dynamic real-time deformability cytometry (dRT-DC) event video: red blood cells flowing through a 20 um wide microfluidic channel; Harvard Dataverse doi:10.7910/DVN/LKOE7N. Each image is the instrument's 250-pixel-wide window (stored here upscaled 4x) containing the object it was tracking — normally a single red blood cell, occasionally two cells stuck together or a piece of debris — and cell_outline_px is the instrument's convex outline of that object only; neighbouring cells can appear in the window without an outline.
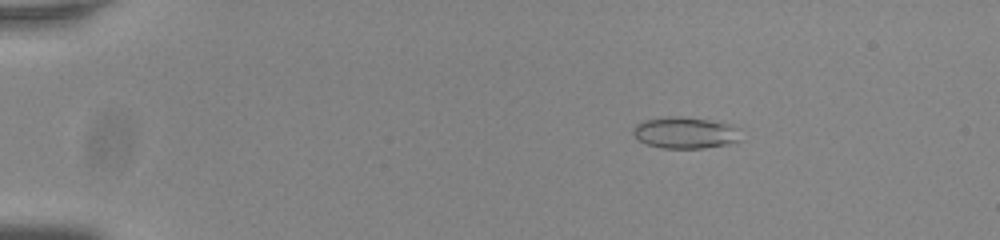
{"species": "common noctule bat (a hibernating species)", "species_latin": "Nyctalus noctula", "temperature_condition": "room temperature", "stored_images_in_passage": 48, "camera_frame_rate_fps": 3000, "um_per_image_px": 0.085, "animal": {"sex": "male", "body_mass_g": 20.0, "forearm_length_mm": 53.3}, "frame": {"image": 1, "passage_image": 3, "time_ms": 0.667, "image_size_px": [1000, 240], "cell_outline_px": [[740, 140], [728, 144], [704, 148], [660, 148], [648, 144], [640, 140], [632, 132], [636, 124], [644, 120], [668, 116], [680, 116], [708, 120], [732, 124], [740, 128]], "centroid_in_image_um": [58.28, 11.28], "position_along_channel_um": 26.7, "area_um2": 19.83}}
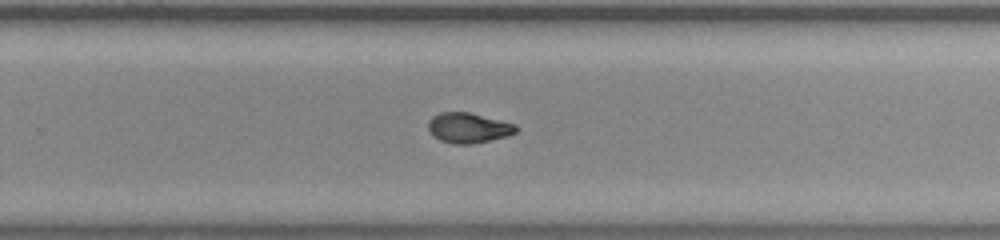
{"frame": {"image": 2, "passage_image": 30, "time_ms": 9.667, "image_size_px": [1000, 240], "cell_outline_px": [[516, 132], [508, 136], [472, 144], [452, 144], [440, 140], [432, 136], [428, 132], [428, 120], [432, 116], [440, 112], [468, 112], [516, 124]], "centroid_in_image_um": [39.76, 10.87], "position_along_channel_um": 290.0, "area_um2": 15.55}}
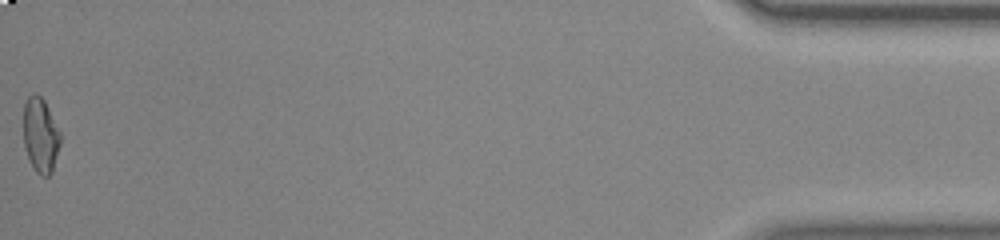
{"frame": {"image": 3, "passage_image": 48, "time_ms": 15.667, "image_size_px": [1000, 240], "cell_outline_px": [[60, 144], [52, 172], [48, 176], [40, 176], [36, 172], [28, 160], [24, 144], [24, 104], [28, 96], [36, 92], [44, 100], [60, 132]], "centroid_in_image_um": [3.43, 11.51], "position_along_channel_um": 431.8, "area_um2": 16.07}}